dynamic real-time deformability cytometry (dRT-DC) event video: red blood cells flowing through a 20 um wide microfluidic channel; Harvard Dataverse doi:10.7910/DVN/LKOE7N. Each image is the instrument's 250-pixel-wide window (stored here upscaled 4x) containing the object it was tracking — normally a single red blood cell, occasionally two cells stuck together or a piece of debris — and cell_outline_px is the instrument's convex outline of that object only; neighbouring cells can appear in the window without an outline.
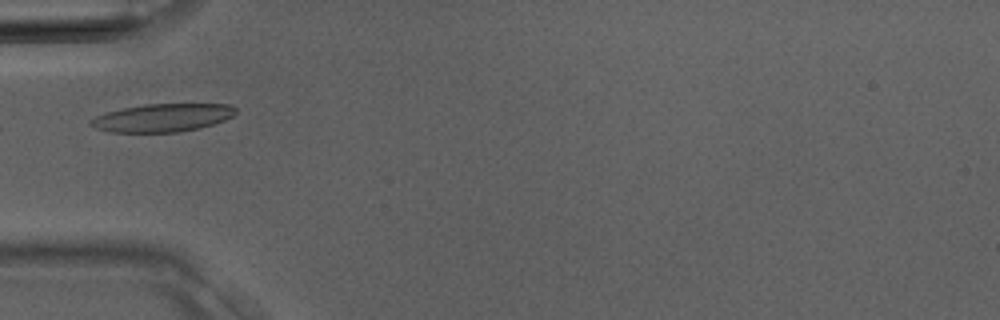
{"species": "Egyptian fruit bat (a non-hibernating species)", "species_latin": "Rousettus aegyptiacus", "temperature_condition": "room temperature", "stored_images_in_passage": 17, "camera_frame_rate_fps": 3000, "um_per_image_px": 0.085, "animal": {"sex": "male"}, "frame": {"image": 1, "passage_image": 1, "time_ms": 0.0, "image_size_px": [1000, 320], "cell_outline_px": [[236, 112], [232, 116], [224, 120], [200, 128], [180, 132], [108, 132], [96, 128], [88, 124], [88, 120], [96, 116], [108, 112], [124, 108], [148, 104], [232, 104], [236, 108]], "centroid_in_image_um": [13.81, 10.01], "position_along_channel_um": 71.2, "area_um2": 23.64}}